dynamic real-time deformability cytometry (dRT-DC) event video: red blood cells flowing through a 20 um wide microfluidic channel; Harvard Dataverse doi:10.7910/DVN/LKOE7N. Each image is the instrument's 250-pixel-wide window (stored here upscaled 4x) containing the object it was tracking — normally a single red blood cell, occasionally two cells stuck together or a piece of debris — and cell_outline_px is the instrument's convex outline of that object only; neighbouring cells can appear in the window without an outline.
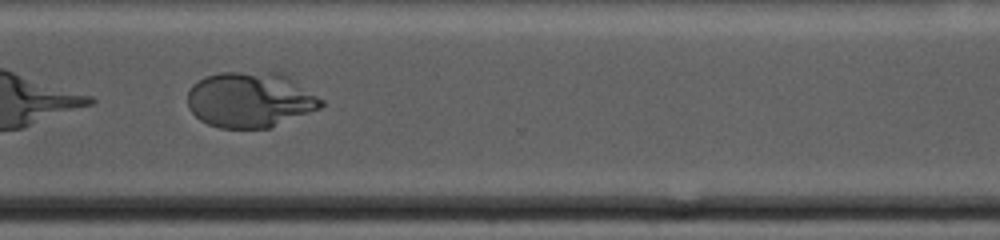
{"species": "human", "species_latin": "Homo sapiens", "temperature_condition": "warm", "stored_images_in_passage": 25, "camera_frame_rate_fps": 3000, "um_per_image_px": 0.085, "donor": {"sex": "male"}, "frame": {"image": 1, "passage_image": 18, "time_ms": 14.333, "image_size_px": [1000, 240], "cell_outline_px": [[324, 104], [320, 108], [268, 128], [220, 128], [208, 124], [200, 120], [188, 108], [188, 92], [192, 84], [204, 76], [220, 72], [284, 72], [324, 100]], "centroid_in_image_um": [21.26, 8.46], "position_along_channel_um": 349.3, "area_um2": 43.47}}